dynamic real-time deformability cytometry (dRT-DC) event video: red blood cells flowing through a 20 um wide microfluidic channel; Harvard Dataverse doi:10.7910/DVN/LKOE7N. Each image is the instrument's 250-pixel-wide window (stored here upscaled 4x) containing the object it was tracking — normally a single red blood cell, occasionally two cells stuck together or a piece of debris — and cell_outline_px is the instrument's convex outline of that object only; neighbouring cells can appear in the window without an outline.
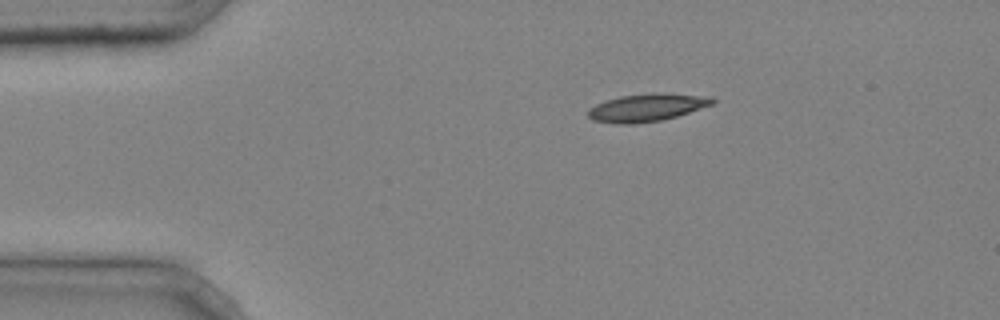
{"species": "common noctule bat (a hibernating species)", "species_latin": "Nyctalus noctula", "temperature_condition": "cold", "stored_images_in_passage": 3, "camera_frame_rate_fps": 3000, "um_per_image_px": 0.085, "animal": {"sex": "male", "body_mass_g": 20.4}, "frame": {"image": 1, "passage_image": 1, "time_ms": 0.0, "image_size_px": [1000, 320], "cell_outline_px": [[716, 100], [712, 104], [676, 116], [660, 120], [636, 124], [616, 124], [592, 120], [588, 116], [588, 108], [596, 104], [620, 96], [664, 92], [712, 96]], "centroid_in_image_um": [54.99, 9.14], "position_along_channel_um": 30.0, "area_um2": 20.06}}
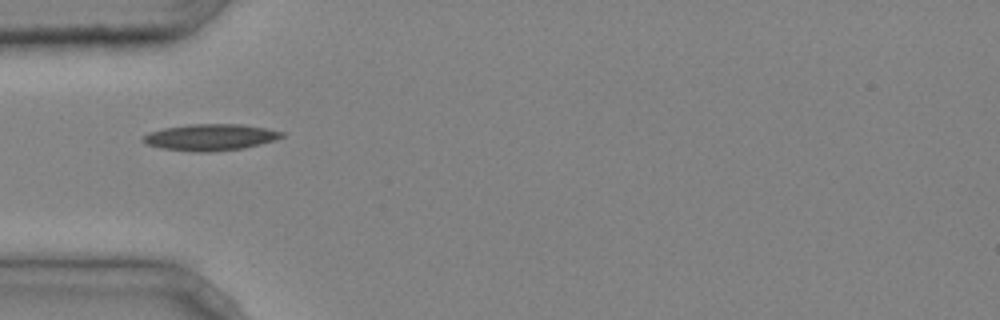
{"frame": {"image": 2, "passage_image": 2, "time_ms": 0.333, "image_size_px": [1000, 320], "cell_outline_px": [[284, 136], [260, 144], [244, 148], [208, 152], [192, 152], [160, 148], [144, 144], [140, 140], [148, 132], [164, 128], [188, 124], [240, 124], [264, 128], [284, 132]], "centroid_in_image_um": [17.81, 11.67], "position_along_channel_um": 67.2, "area_um2": 21.44}}